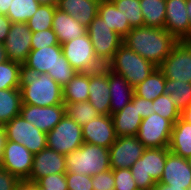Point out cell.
Masks as SVG:
<instances>
[{
  "label": "cell",
  "instance_id": "cell-48",
  "mask_svg": "<svg viewBox=\"0 0 191 190\" xmlns=\"http://www.w3.org/2000/svg\"><path fill=\"white\" fill-rule=\"evenodd\" d=\"M16 190H38V184L27 180H21Z\"/></svg>",
  "mask_w": 191,
  "mask_h": 190
},
{
  "label": "cell",
  "instance_id": "cell-11",
  "mask_svg": "<svg viewBox=\"0 0 191 190\" xmlns=\"http://www.w3.org/2000/svg\"><path fill=\"white\" fill-rule=\"evenodd\" d=\"M173 124L157 113L142 119L137 134L138 140L145 148L168 147Z\"/></svg>",
  "mask_w": 191,
  "mask_h": 190
},
{
  "label": "cell",
  "instance_id": "cell-6",
  "mask_svg": "<svg viewBox=\"0 0 191 190\" xmlns=\"http://www.w3.org/2000/svg\"><path fill=\"white\" fill-rule=\"evenodd\" d=\"M87 34L91 39L96 57L104 66L113 59L115 52L123 44V38L109 28L99 15L87 27Z\"/></svg>",
  "mask_w": 191,
  "mask_h": 190
},
{
  "label": "cell",
  "instance_id": "cell-1",
  "mask_svg": "<svg viewBox=\"0 0 191 190\" xmlns=\"http://www.w3.org/2000/svg\"><path fill=\"white\" fill-rule=\"evenodd\" d=\"M178 40L162 28L140 26L132 28L123 44L158 67L170 54Z\"/></svg>",
  "mask_w": 191,
  "mask_h": 190
},
{
  "label": "cell",
  "instance_id": "cell-19",
  "mask_svg": "<svg viewBox=\"0 0 191 190\" xmlns=\"http://www.w3.org/2000/svg\"><path fill=\"white\" fill-rule=\"evenodd\" d=\"M61 173H66L65 155L46 147L34 154L32 169L27 181L36 183L42 177Z\"/></svg>",
  "mask_w": 191,
  "mask_h": 190
},
{
  "label": "cell",
  "instance_id": "cell-43",
  "mask_svg": "<svg viewBox=\"0 0 191 190\" xmlns=\"http://www.w3.org/2000/svg\"><path fill=\"white\" fill-rule=\"evenodd\" d=\"M68 190H93L92 176L66 173Z\"/></svg>",
  "mask_w": 191,
  "mask_h": 190
},
{
  "label": "cell",
  "instance_id": "cell-23",
  "mask_svg": "<svg viewBox=\"0 0 191 190\" xmlns=\"http://www.w3.org/2000/svg\"><path fill=\"white\" fill-rule=\"evenodd\" d=\"M52 29L56 33L59 44L66 43L87 34L86 27L77 19L58 8H56L53 16Z\"/></svg>",
  "mask_w": 191,
  "mask_h": 190
},
{
  "label": "cell",
  "instance_id": "cell-29",
  "mask_svg": "<svg viewBox=\"0 0 191 190\" xmlns=\"http://www.w3.org/2000/svg\"><path fill=\"white\" fill-rule=\"evenodd\" d=\"M22 105L20 88L0 90V124L4 125L20 114Z\"/></svg>",
  "mask_w": 191,
  "mask_h": 190
},
{
  "label": "cell",
  "instance_id": "cell-2",
  "mask_svg": "<svg viewBox=\"0 0 191 190\" xmlns=\"http://www.w3.org/2000/svg\"><path fill=\"white\" fill-rule=\"evenodd\" d=\"M62 87L48 74L23 72L20 84L22 104L52 106L64 104Z\"/></svg>",
  "mask_w": 191,
  "mask_h": 190
},
{
  "label": "cell",
  "instance_id": "cell-50",
  "mask_svg": "<svg viewBox=\"0 0 191 190\" xmlns=\"http://www.w3.org/2000/svg\"><path fill=\"white\" fill-rule=\"evenodd\" d=\"M155 189L156 190H187L182 187H172V185H167L160 182H157Z\"/></svg>",
  "mask_w": 191,
  "mask_h": 190
},
{
  "label": "cell",
  "instance_id": "cell-55",
  "mask_svg": "<svg viewBox=\"0 0 191 190\" xmlns=\"http://www.w3.org/2000/svg\"><path fill=\"white\" fill-rule=\"evenodd\" d=\"M186 8H187V14L190 20V26H191V0L186 1Z\"/></svg>",
  "mask_w": 191,
  "mask_h": 190
},
{
  "label": "cell",
  "instance_id": "cell-51",
  "mask_svg": "<svg viewBox=\"0 0 191 190\" xmlns=\"http://www.w3.org/2000/svg\"><path fill=\"white\" fill-rule=\"evenodd\" d=\"M12 0H0V14L6 15Z\"/></svg>",
  "mask_w": 191,
  "mask_h": 190
},
{
  "label": "cell",
  "instance_id": "cell-42",
  "mask_svg": "<svg viewBox=\"0 0 191 190\" xmlns=\"http://www.w3.org/2000/svg\"><path fill=\"white\" fill-rule=\"evenodd\" d=\"M36 183L47 190H68L66 173L48 175L40 178Z\"/></svg>",
  "mask_w": 191,
  "mask_h": 190
},
{
  "label": "cell",
  "instance_id": "cell-9",
  "mask_svg": "<svg viewBox=\"0 0 191 190\" xmlns=\"http://www.w3.org/2000/svg\"><path fill=\"white\" fill-rule=\"evenodd\" d=\"M84 143L82 126L66 114L62 120L47 133V148L67 155Z\"/></svg>",
  "mask_w": 191,
  "mask_h": 190
},
{
  "label": "cell",
  "instance_id": "cell-15",
  "mask_svg": "<svg viewBox=\"0 0 191 190\" xmlns=\"http://www.w3.org/2000/svg\"><path fill=\"white\" fill-rule=\"evenodd\" d=\"M187 0H166L164 29L178 41H191V26L186 8Z\"/></svg>",
  "mask_w": 191,
  "mask_h": 190
},
{
  "label": "cell",
  "instance_id": "cell-18",
  "mask_svg": "<svg viewBox=\"0 0 191 190\" xmlns=\"http://www.w3.org/2000/svg\"><path fill=\"white\" fill-rule=\"evenodd\" d=\"M84 143L110 148L117 139L111 115H100L82 126Z\"/></svg>",
  "mask_w": 191,
  "mask_h": 190
},
{
  "label": "cell",
  "instance_id": "cell-38",
  "mask_svg": "<svg viewBox=\"0 0 191 190\" xmlns=\"http://www.w3.org/2000/svg\"><path fill=\"white\" fill-rule=\"evenodd\" d=\"M153 110L174 124L180 117L181 112L168 94L161 95L153 100Z\"/></svg>",
  "mask_w": 191,
  "mask_h": 190
},
{
  "label": "cell",
  "instance_id": "cell-5",
  "mask_svg": "<svg viewBox=\"0 0 191 190\" xmlns=\"http://www.w3.org/2000/svg\"><path fill=\"white\" fill-rule=\"evenodd\" d=\"M106 66L122 75L133 88L142 83L157 68L124 44L118 48L113 59Z\"/></svg>",
  "mask_w": 191,
  "mask_h": 190
},
{
  "label": "cell",
  "instance_id": "cell-53",
  "mask_svg": "<svg viewBox=\"0 0 191 190\" xmlns=\"http://www.w3.org/2000/svg\"><path fill=\"white\" fill-rule=\"evenodd\" d=\"M9 60L7 57V53L4 47V44L0 43V64L4 63L5 61Z\"/></svg>",
  "mask_w": 191,
  "mask_h": 190
},
{
  "label": "cell",
  "instance_id": "cell-45",
  "mask_svg": "<svg viewBox=\"0 0 191 190\" xmlns=\"http://www.w3.org/2000/svg\"><path fill=\"white\" fill-rule=\"evenodd\" d=\"M21 180L0 167V190H16Z\"/></svg>",
  "mask_w": 191,
  "mask_h": 190
},
{
  "label": "cell",
  "instance_id": "cell-26",
  "mask_svg": "<svg viewBox=\"0 0 191 190\" xmlns=\"http://www.w3.org/2000/svg\"><path fill=\"white\" fill-rule=\"evenodd\" d=\"M168 149L183 158L191 156V123L180 117L173 124Z\"/></svg>",
  "mask_w": 191,
  "mask_h": 190
},
{
  "label": "cell",
  "instance_id": "cell-24",
  "mask_svg": "<svg viewBox=\"0 0 191 190\" xmlns=\"http://www.w3.org/2000/svg\"><path fill=\"white\" fill-rule=\"evenodd\" d=\"M110 115L123 109L133 98L134 88L122 76L109 69Z\"/></svg>",
  "mask_w": 191,
  "mask_h": 190
},
{
  "label": "cell",
  "instance_id": "cell-40",
  "mask_svg": "<svg viewBox=\"0 0 191 190\" xmlns=\"http://www.w3.org/2000/svg\"><path fill=\"white\" fill-rule=\"evenodd\" d=\"M58 39L53 29L32 32L31 48L41 49L47 46L58 45Z\"/></svg>",
  "mask_w": 191,
  "mask_h": 190
},
{
  "label": "cell",
  "instance_id": "cell-7",
  "mask_svg": "<svg viewBox=\"0 0 191 190\" xmlns=\"http://www.w3.org/2000/svg\"><path fill=\"white\" fill-rule=\"evenodd\" d=\"M7 140L24 145L32 154L47 147V134L28 122L20 114L3 125Z\"/></svg>",
  "mask_w": 191,
  "mask_h": 190
},
{
  "label": "cell",
  "instance_id": "cell-37",
  "mask_svg": "<svg viewBox=\"0 0 191 190\" xmlns=\"http://www.w3.org/2000/svg\"><path fill=\"white\" fill-rule=\"evenodd\" d=\"M56 6L40 5L33 16L27 21L31 32L52 29L53 16Z\"/></svg>",
  "mask_w": 191,
  "mask_h": 190
},
{
  "label": "cell",
  "instance_id": "cell-31",
  "mask_svg": "<svg viewBox=\"0 0 191 190\" xmlns=\"http://www.w3.org/2000/svg\"><path fill=\"white\" fill-rule=\"evenodd\" d=\"M140 6L144 17V26L164 29L166 0H140Z\"/></svg>",
  "mask_w": 191,
  "mask_h": 190
},
{
  "label": "cell",
  "instance_id": "cell-20",
  "mask_svg": "<svg viewBox=\"0 0 191 190\" xmlns=\"http://www.w3.org/2000/svg\"><path fill=\"white\" fill-rule=\"evenodd\" d=\"M63 53L61 44L32 49L27 60L23 63V72L33 74L48 73L54 70L59 61V56Z\"/></svg>",
  "mask_w": 191,
  "mask_h": 190
},
{
  "label": "cell",
  "instance_id": "cell-27",
  "mask_svg": "<svg viewBox=\"0 0 191 190\" xmlns=\"http://www.w3.org/2000/svg\"><path fill=\"white\" fill-rule=\"evenodd\" d=\"M97 15L122 38L132 29L129 22L125 21L121 11L117 9L111 0H100Z\"/></svg>",
  "mask_w": 191,
  "mask_h": 190
},
{
  "label": "cell",
  "instance_id": "cell-14",
  "mask_svg": "<svg viewBox=\"0 0 191 190\" xmlns=\"http://www.w3.org/2000/svg\"><path fill=\"white\" fill-rule=\"evenodd\" d=\"M20 115L47 134L65 116V106L64 104L52 106L22 104Z\"/></svg>",
  "mask_w": 191,
  "mask_h": 190
},
{
  "label": "cell",
  "instance_id": "cell-28",
  "mask_svg": "<svg viewBox=\"0 0 191 190\" xmlns=\"http://www.w3.org/2000/svg\"><path fill=\"white\" fill-rule=\"evenodd\" d=\"M89 72H78L65 86H63V102H84L89 97Z\"/></svg>",
  "mask_w": 191,
  "mask_h": 190
},
{
  "label": "cell",
  "instance_id": "cell-36",
  "mask_svg": "<svg viewBox=\"0 0 191 190\" xmlns=\"http://www.w3.org/2000/svg\"><path fill=\"white\" fill-rule=\"evenodd\" d=\"M118 10L121 11L125 21L131 28L144 26V17L141 12L140 0H111Z\"/></svg>",
  "mask_w": 191,
  "mask_h": 190
},
{
  "label": "cell",
  "instance_id": "cell-32",
  "mask_svg": "<svg viewBox=\"0 0 191 190\" xmlns=\"http://www.w3.org/2000/svg\"><path fill=\"white\" fill-rule=\"evenodd\" d=\"M164 89L180 112L191 104V83L166 79Z\"/></svg>",
  "mask_w": 191,
  "mask_h": 190
},
{
  "label": "cell",
  "instance_id": "cell-10",
  "mask_svg": "<svg viewBox=\"0 0 191 190\" xmlns=\"http://www.w3.org/2000/svg\"><path fill=\"white\" fill-rule=\"evenodd\" d=\"M158 69L166 79L191 83V41H178Z\"/></svg>",
  "mask_w": 191,
  "mask_h": 190
},
{
  "label": "cell",
  "instance_id": "cell-8",
  "mask_svg": "<svg viewBox=\"0 0 191 190\" xmlns=\"http://www.w3.org/2000/svg\"><path fill=\"white\" fill-rule=\"evenodd\" d=\"M61 46L65 58L78 72H94L104 67L94 53L88 34L63 43Z\"/></svg>",
  "mask_w": 191,
  "mask_h": 190
},
{
  "label": "cell",
  "instance_id": "cell-25",
  "mask_svg": "<svg viewBox=\"0 0 191 190\" xmlns=\"http://www.w3.org/2000/svg\"><path fill=\"white\" fill-rule=\"evenodd\" d=\"M100 0H58L56 8L77 19L88 27L98 13Z\"/></svg>",
  "mask_w": 191,
  "mask_h": 190
},
{
  "label": "cell",
  "instance_id": "cell-13",
  "mask_svg": "<svg viewBox=\"0 0 191 190\" xmlns=\"http://www.w3.org/2000/svg\"><path fill=\"white\" fill-rule=\"evenodd\" d=\"M145 149L137 136L117 137L109 148L111 169H130Z\"/></svg>",
  "mask_w": 191,
  "mask_h": 190
},
{
  "label": "cell",
  "instance_id": "cell-30",
  "mask_svg": "<svg viewBox=\"0 0 191 190\" xmlns=\"http://www.w3.org/2000/svg\"><path fill=\"white\" fill-rule=\"evenodd\" d=\"M166 78L158 67L139 85L134 88V93L146 100H155L165 94Z\"/></svg>",
  "mask_w": 191,
  "mask_h": 190
},
{
  "label": "cell",
  "instance_id": "cell-22",
  "mask_svg": "<svg viewBox=\"0 0 191 190\" xmlns=\"http://www.w3.org/2000/svg\"><path fill=\"white\" fill-rule=\"evenodd\" d=\"M117 137L137 136L142 117L137 110V95L117 113L111 115Z\"/></svg>",
  "mask_w": 191,
  "mask_h": 190
},
{
  "label": "cell",
  "instance_id": "cell-49",
  "mask_svg": "<svg viewBox=\"0 0 191 190\" xmlns=\"http://www.w3.org/2000/svg\"><path fill=\"white\" fill-rule=\"evenodd\" d=\"M6 141H7L6 132L2 125V126H0V167H1V163H2L3 150H4V146L6 144Z\"/></svg>",
  "mask_w": 191,
  "mask_h": 190
},
{
  "label": "cell",
  "instance_id": "cell-47",
  "mask_svg": "<svg viewBox=\"0 0 191 190\" xmlns=\"http://www.w3.org/2000/svg\"><path fill=\"white\" fill-rule=\"evenodd\" d=\"M12 22L6 15L0 14V43L4 44Z\"/></svg>",
  "mask_w": 191,
  "mask_h": 190
},
{
  "label": "cell",
  "instance_id": "cell-54",
  "mask_svg": "<svg viewBox=\"0 0 191 190\" xmlns=\"http://www.w3.org/2000/svg\"><path fill=\"white\" fill-rule=\"evenodd\" d=\"M41 5H51L56 6L58 3V0H37Z\"/></svg>",
  "mask_w": 191,
  "mask_h": 190
},
{
  "label": "cell",
  "instance_id": "cell-21",
  "mask_svg": "<svg viewBox=\"0 0 191 190\" xmlns=\"http://www.w3.org/2000/svg\"><path fill=\"white\" fill-rule=\"evenodd\" d=\"M159 182L172 185V187H182L187 189L191 185V168L189 167L186 158L169 152Z\"/></svg>",
  "mask_w": 191,
  "mask_h": 190
},
{
  "label": "cell",
  "instance_id": "cell-46",
  "mask_svg": "<svg viewBox=\"0 0 191 190\" xmlns=\"http://www.w3.org/2000/svg\"><path fill=\"white\" fill-rule=\"evenodd\" d=\"M137 110L140 113L142 119H145L146 117L154 113L153 101L146 100L142 97L137 96Z\"/></svg>",
  "mask_w": 191,
  "mask_h": 190
},
{
  "label": "cell",
  "instance_id": "cell-4",
  "mask_svg": "<svg viewBox=\"0 0 191 190\" xmlns=\"http://www.w3.org/2000/svg\"><path fill=\"white\" fill-rule=\"evenodd\" d=\"M169 152L168 147L146 148L144 150L142 156L130 168L138 190L155 188L163 174Z\"/></svg>",
  "mask_w": 191,
  "mask_h": 190
},
{
  "label": "cell",
  "instance_id": "cell-3",
  "mask_svg": "<svg viewBox=\"0 0 191 190\" xmlns=\"http://www.w3.org/2000/svg\"><path fill=\"white\" fill-rule=\"evenodd\" d=\"M65 160L66 173L93 176L111 169L109 149L89 143L65 155Z\"/></svg>",
  "mask_w": 191,
  "mask_h": 190
},
{
  "label": "cell",
  "instance_id": "cell-17",
  "mask_svg": "<svg viewBox=\"0 0 191 190\" xmlns=\"http://www.w3.org/2000/svg\"><path fill=\"white\" fill-rule=\"evenodd\" d=\"M88 101L100 113L110 115L109 68L89 72Z\"/></svg>",
  "mask_w": 191,
  "mask_h": 190
},
{
  "label": "cell",
  "instance_id": "cell-57",
  "mask_svg": "<svg viewBox=\"0 0 191 190\" xmlns=\"http://www.w3.org/2000/svg\"><path fill=\"white\" fill-rule=\"evenodd\" d=\"M38 190H47V189H44V188H42V187H40V186L38 185Z\"/></svg>",
  "mask_w": 191,
  "mask_h": 190
},
{
  "label": "cell",
  "instance_id": "cell-56",
  "mask_svg": "<svg viewBox=\"0 0 191 190\" xmlns=\"http://www.w3.org/2000/svg\"><path fill=\"white\" fill-rule=\"evenodd\" d=\"M186 160H187V163H188L189 167L191 168V156L186 158Z\"/></svg>",
  "mask_w": 191,
  "mask_h": 190
},
{
  "label": "cell",
  "instance_id": "cell-16",
  "mask_svg": "<svg viewBox=\"0 0 191 190\" xmlns=\"http://www.w3.org/2000/svg\"><path fill=\"white\" fill-rule=\"evenodd\" d=\"M31 39L32 32L27 23H12L4 42L8 59L23 64L32 50Z\"/></svg>",
  "mask_w": 191,
  "mask_h": 190
},
{
  "label": "cell",
  "instance_id": "cell-35",
  "mask_svg": "<svg viewBox=\"0 0 191 190\" xmlns=\"http://www.w3.org/2000/svg\"><path fill=\"white\" fill-rule=\"evenodd\" d=\"M65 114L76 121L80 126L85 125L100 113L92 106L89 101L64 103Z\"/></svg>",
  "mask_w": 191,
  "mask_h": 190
},
{
  "label": "cell",
  "instance_id": "cell-44",
  "mask_svg": "<svg viewBox=\"0 0 191 190\" xmlns=\"http://www.w3.org/2000/svg\"><path fill=\"white\" fill-rule=\"evenodd\" d=\"M93 190H115L113 169L92 176Z\"/></svg>",
  "mask_w": 191,
  "mask_h": 190
},
{
  "label": "cell",
  "instance_id": "cell-39",
  "mask_svg": "<svg viewBox=\"0 0 191 190\" xmlns=\"http://www.w3.org/2000/svg\"><path fill=\"white\" fill-rule=\"evenodd\" d=\"M77 73L62 53L54 70H49L47 74L63 88Z\"/></svg>",
  "mask_w": 191,
  "mask_h": 190
},
{
  "label": "cell",
  "instance_id": "cell-34",
  "mask_svg": "<svg viewBox=\"0 0 191 190\" xmlns=\"http://www.w3.org/2000/svg\"><path fill=\"white\" fill-rule=\"evenodd\" d=\"M40 5L37 0H12L7 17L12 23H27Z\"/></svg>",
  "mask_w": 191,
  "mask_h": 190
},
{
  "label": "cell",
  "instance_id": "cell-12",
  "mask_svg": "<svg viewBox=\"0 0 191 190\" xmlns=\"http://www.w3.org/2000/svg\"><path fill=\"white\" fill-rule=\"evenodd\" d=\"M33 159L34 154L24 145L7 140L3 150L1 168L20 180H27L30 176Z\"/></svg>",
  "mask_w": 191,
  "mask_h": 190
},
{
  "label": "cell",
  "instance_id": "cell-52",
  "mask_svg": "<svg viewBox=\"0 0 191 190\" xmlns=\"http://www.w3.org/2000/svg\"><path fill=\"white\" fill-rule=\"evenodd\" d=\"M181 118L191 123V104L181 112Z\"/></svg>",
  "mask_w": 191,
  "mask_h": 190
},
{
  "label": "cell",
  "instance_id": "cell-41",
  "mask_svg": "<svg viewBox=\"0 0 191 190\" xmlns=\"http://www.w3.org/2000/svg\"><path fill=\"white\" fill-rule=\"evenodd\" d=\"M115 190H138L130 169H113Z\"/></svg>",
  "mask_w": 191,
  "mask_h": 190
},
{
  "label": "cell",
  "instance_id": "cell-33",
  "mask_svg": "<svg viewBox=\"0 0 191 190\" xmlns=\"http://www.w3.org/2000/svg\"><path fill=\"white\" fill-rule=\"evenodd\" d=\"M23 64L7 60L0 64V90L20 88Z\"/></svg>",
  "mask_w": 191,
  "mask_h": 190
}]
</instances>
